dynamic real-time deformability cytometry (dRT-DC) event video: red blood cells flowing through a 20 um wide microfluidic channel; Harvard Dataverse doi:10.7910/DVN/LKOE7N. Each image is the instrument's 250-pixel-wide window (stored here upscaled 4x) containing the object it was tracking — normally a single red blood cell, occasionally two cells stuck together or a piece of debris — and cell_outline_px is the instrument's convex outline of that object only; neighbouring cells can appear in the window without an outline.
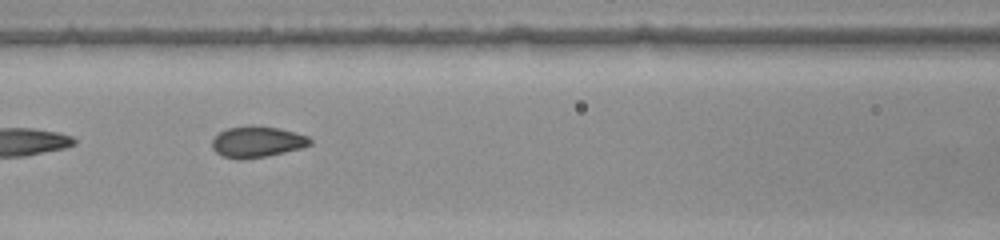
{"species": "common noctule bat (a hibernating species)", "species_latin": "Nyctalus noctula", "temperature_condition": "warm", "stored_images_in_passage": 21, "camera_frame_rate_fps": 3000, "um_per_image_px": 0.085, "animal": {"sex": "female", "body_mass_g": 22.0, "forearm_length_mm": 56.7}, "frame": {"image": 1, "passage_image": 7, "time_ms": 2.0, "image_size_px": [1000, 240], "cell_outline_px": [[312, 144], [300, 148], [268, 156], [240, 160], [236, 160], [224, 156], [216, 152], [212, 148], [212, 140], [220, 132], [228, 128], [252, 124], [276, 128], [308, 136], [312, 140]], "centroid_in_image_um": [21.83, 12.06], "position_along_channel_um": 144.8, "area_um2": 17.74}}